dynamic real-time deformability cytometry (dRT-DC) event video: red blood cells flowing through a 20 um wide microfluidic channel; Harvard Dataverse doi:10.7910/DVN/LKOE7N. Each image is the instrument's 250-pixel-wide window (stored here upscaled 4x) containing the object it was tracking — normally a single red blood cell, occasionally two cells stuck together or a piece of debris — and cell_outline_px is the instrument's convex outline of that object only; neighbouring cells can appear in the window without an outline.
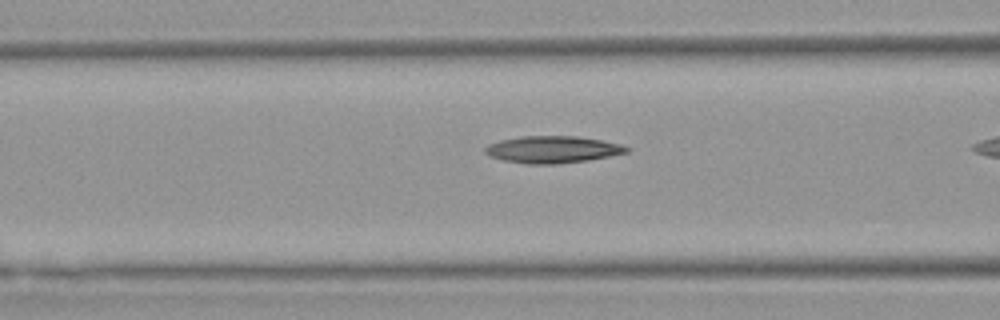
{"species": "Egyptian fruit bat (a non-hibernating species)", "species_latin": "Rousettus aegyptiacus", "temperature_condition": "warm", "stored_images_in_passage": 15, "camera_frame_rate_fps": 3000, "um_per_image_px": 0.085, "animal": {"sex": "female"}, "frame": {"image": 1, "passage_image": 13, "time_ms": 4.0, "image_size_px": [1000, 320], "cell_outline_px": [[632, 148], [628, 152], [588, 160], [556, 164], [524, 164], [500, 160], [488, 156], [484, 152], [484, 148], [488, 144], [500, 140], [520, 136], [580, 136], [620, 144]], "centroid_in_image_um": [46.92, 12.71], "position_along_channel_um": 119.7, "area_um2": 22.48}}